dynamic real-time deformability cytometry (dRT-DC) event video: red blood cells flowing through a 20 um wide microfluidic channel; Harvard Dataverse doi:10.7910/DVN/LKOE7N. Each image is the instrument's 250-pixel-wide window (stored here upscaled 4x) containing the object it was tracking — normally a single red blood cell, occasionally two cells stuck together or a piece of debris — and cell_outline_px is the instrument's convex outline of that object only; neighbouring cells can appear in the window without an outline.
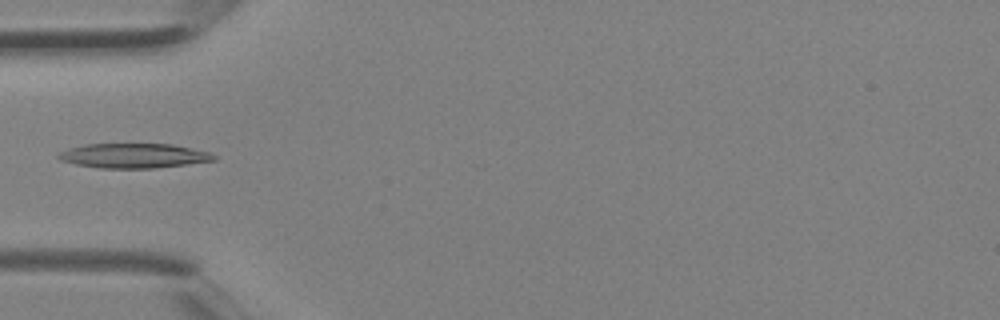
{"species": "Egyptian fruit bat (a non-hibernating species)", "species_latin": "Rousettus aegyptiacus", "temperature_condition": "room temperature", "stored_images_in_passage": 3, "camera_frame_rate_fps": 3000, "um_per_image_px": 0.085, "animal": {"sex": "female"}, "frame": {"image": 1, "passage_image": 3, "time_ms": 0.667, "image_size_px": [1000, 320], "cell_outline_px": [[216, 160], [152, 168], [100, 168], [76, 164], [60, 160], [56, 156], [60, 152], [68, 148], [84, 144], [172, 144], [208, 152], [216, 156]], "centroid_in_image_um": [11.31, 13.23], "position_along_channel_um": 73.7, "area_um2": 22.08}}